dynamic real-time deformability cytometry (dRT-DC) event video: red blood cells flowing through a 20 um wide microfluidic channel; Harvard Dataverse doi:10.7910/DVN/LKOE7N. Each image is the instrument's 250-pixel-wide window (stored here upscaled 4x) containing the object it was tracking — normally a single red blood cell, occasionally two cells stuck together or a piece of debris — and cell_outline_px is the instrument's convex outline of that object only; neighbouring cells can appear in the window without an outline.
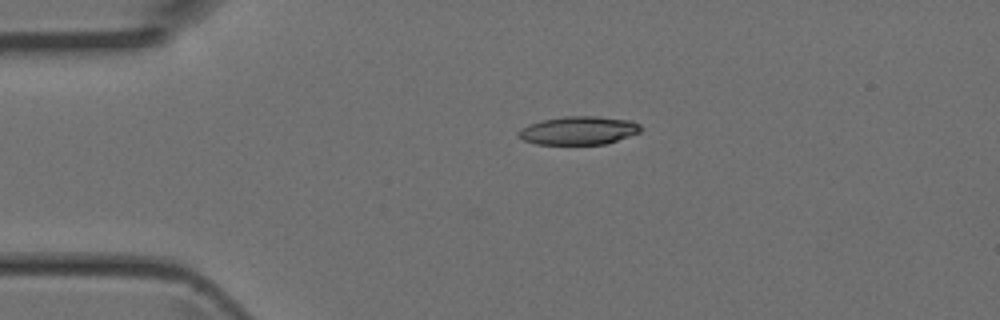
{"species": "Egyptian fruit bat (a non-hibernating species)", "species_latin": "Rousettus aegyptiacus", "temperature_condition": "room temperature", "stored_images_in_passage": 5, "camera_frame_rate_fps": 3000, "um_per_image_px": 0.085, "animal": {"sex": "female"}, "frame": {"image": 1, "passage_image": 5, "time_ms": 1.333, "image_size_px": [1000, 320], "cell_outline_px": [[644, 128], [640, 132], [604, 144], [536, 144], [524, 140], [516, 136], [516, 132], [520, 128], [528, 124], [540, 120], [564, 116], [596, 116], [632, 120], [640, 124]], "centroid_in_image_um": [49.15, 11.08], "position_along_channel_um": 35.8, "area_um2": 20.4}}